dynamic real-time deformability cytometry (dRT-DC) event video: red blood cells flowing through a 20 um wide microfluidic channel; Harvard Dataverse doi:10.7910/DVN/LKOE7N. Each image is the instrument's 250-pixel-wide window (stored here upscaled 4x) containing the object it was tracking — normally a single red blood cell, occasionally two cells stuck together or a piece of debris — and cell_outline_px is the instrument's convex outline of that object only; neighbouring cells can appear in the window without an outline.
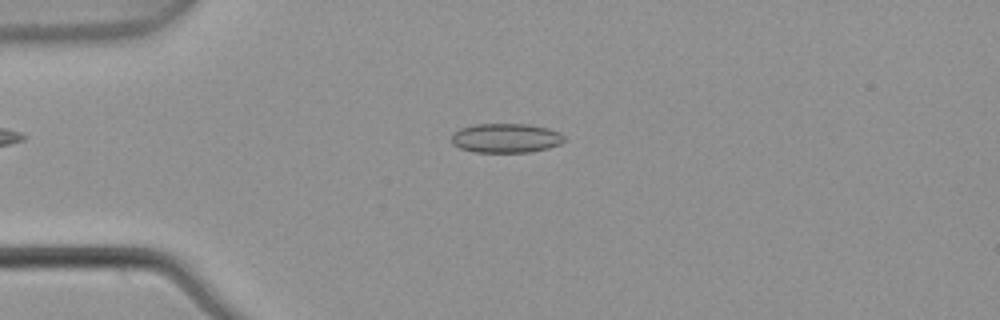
{"species": "common noctule bat (a hibernating species)", "species_latin": "Nyctalus noctula", "temperature_condition": "warm", "stored_images_in_passage": 6, "camera_frame_rate_fps": 3000, "um_per_image_px": 0.085, "animal": {"sex": "male", "body_mass_g": 21.5, "forearm_length_mm": 52.0}, "frame": {"image": 1, "passage_image": 3, "time_ms": 0.667, "image_size_px": [1000, 320], "cell_outline_px": [[564, 140], [560, 144], [548, 148], [528, 152], [476, 152], [460, 148], [452, 144], [452, 136], [460, 128], [472, 124], [528, 124], [548, 128], [560, 132], [564, 136]], "centroid_in_image_um": [43.01, 11.73], "position_along_channel_um": 42.0, "area_um2": 19.25}}
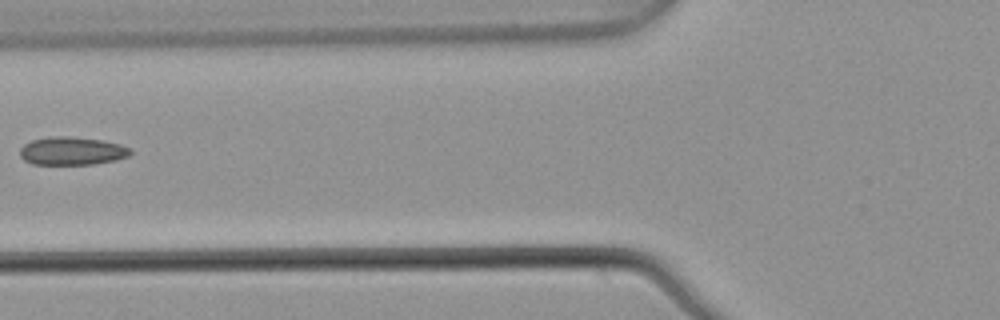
{"frame": {"image": 2, "passage_image": 5, "time_ms": 1.333, "image_size_px": [1000, 320], "cell_outline_px": [[132, 152], [128, 156], [116, 160], [92, 164], [32, 164], [24, 160], [20, 156], [20, 148], [24, 144], [32, 140], [52, 136], [72, 136], [104, 140], [120, 144], [132, 148]], "centroid_in_image_um": [6.13, 12.82], "position_along_channel_um": 119.7, "area_um2": 18.26}}
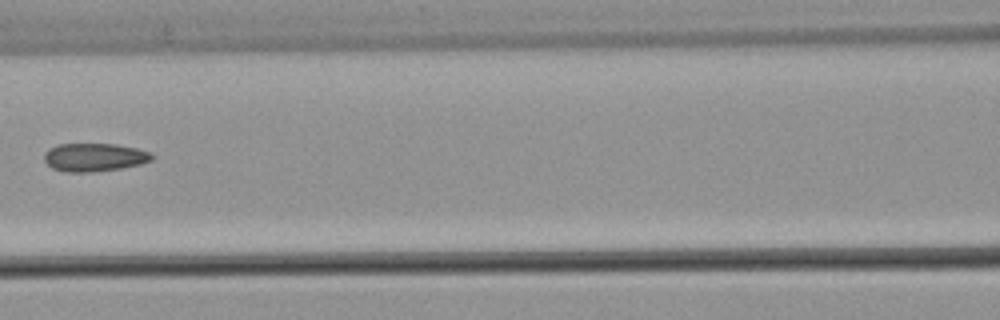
{"frame": {"image": 3, "passage_image": 6, "time_ms": 1.667, "image_size_px": [1000, 320], "cell_outline_px": [[156, 156], [152, 160], [140, 164], [120, 168], [88, 172], [68, 172], [52, 168], [44, 160], [44, 152], [48, 148], [60, 144], [116, 144], [136, 148], [152, 152]], "centroid_in_image_um": [8.04, 13.36], "position_along_channel_um": 158.6, "area_um2": 17.74}}